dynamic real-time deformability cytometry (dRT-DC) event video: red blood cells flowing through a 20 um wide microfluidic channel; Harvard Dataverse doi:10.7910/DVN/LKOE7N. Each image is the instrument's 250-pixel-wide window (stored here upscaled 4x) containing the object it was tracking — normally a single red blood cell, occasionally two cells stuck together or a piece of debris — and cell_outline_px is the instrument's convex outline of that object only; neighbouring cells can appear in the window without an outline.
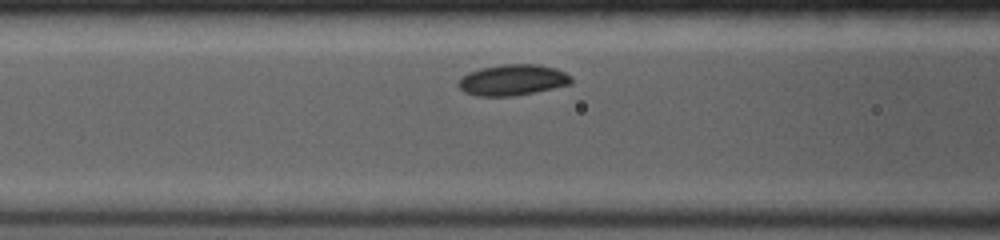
{"species": "common noctule bat (a hibernating species)", "species_latin": "Nyctalus noctula", "temperature_condition": "room temperature", "stored_images_in_passage": 7, "segment_of_instrument_passage": [2, 2], "camera_frame_rate_fps": 4000, "um_per_image_px": 0.085, "animal": {"sex": "female", "body_mass_g": 19.0, "forearm_length_mm": 53.3}, "frame": {"image": 1, "passage_image": 7, "time_ms": 3.0, "image_size_px": [1000, 240], "cell_outline_px": [[572, 84], [536, 92], [512, 96], [476, 96], [464, 92], [456, 84], [468, 72], [480, 68], [500, 64], [540, 64], [556, 68], [572, 76]], "centroid_in_image_um": [43.59, 6.79], "position_along_channel_um": 123.0, "area_um2": 20.58}}